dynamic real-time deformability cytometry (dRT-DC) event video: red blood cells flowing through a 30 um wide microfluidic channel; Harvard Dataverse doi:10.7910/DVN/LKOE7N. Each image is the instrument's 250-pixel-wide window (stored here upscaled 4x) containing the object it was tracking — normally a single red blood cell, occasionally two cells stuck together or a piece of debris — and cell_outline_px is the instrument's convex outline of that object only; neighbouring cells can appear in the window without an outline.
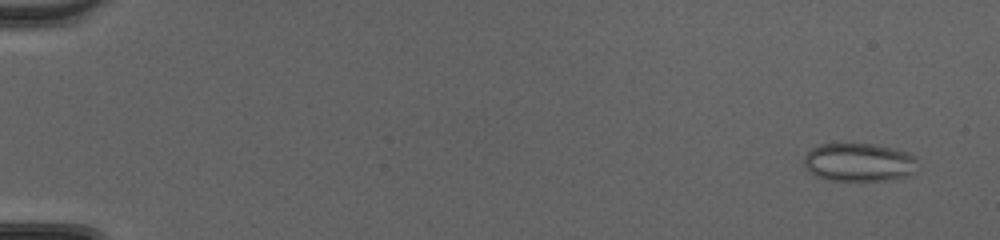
{"species": "common noctule bat (a hibernating species)", "species_latin": "Nyctalus noctula", "temperature_condition": "cold", "stored_images_in_passage": 49, "camera_frame_rate_fps": 3000, "um_per_image_px": 0.085, "animal": {"sex": "female", "body_mass_g": 20.0, "forearm_length_mm": 54.0}, "frame": {"image": 1, "passage_image": 3, "time_ms": 0.667, "image_size_px": [1000, 240], "cell_outline_px": [[916, 160], [912, 172], [908, 176], [884, 180], [828, 180], [816, 176], [808, 172], [804, 168], [804, 156], [812, 148], [820, 144], [872, 144], [892, 148], [916, 156]], "centroid_in_image_um": [72.94, 13.8], "position_along_channel_um": 12.1, "area_um2": 25.14}}
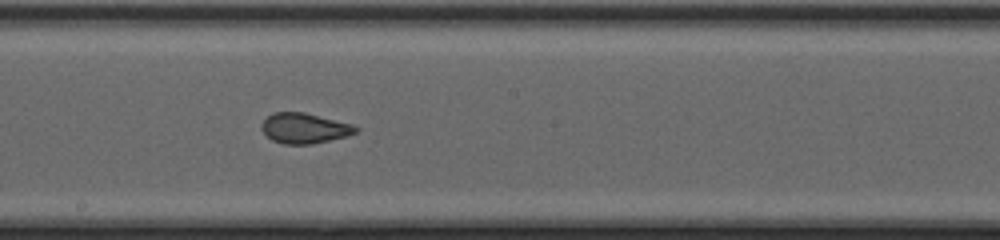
{"frame": {"image": 2, "passage_image": 29, "time_ms": 9.333, "image_size_px": [1000, 240], "cell_outline_px": [[360, 128], [356, 132], [348, 136], [312, 144], [284, 144], [272, 140], [260, 128], [260, 124], [272, 112], [304, 112], [352, 124]], "centroid_in_image_um": [25.87, 10.9], "position_along_channel_um": 222.3, "area_um2": 16.65}}
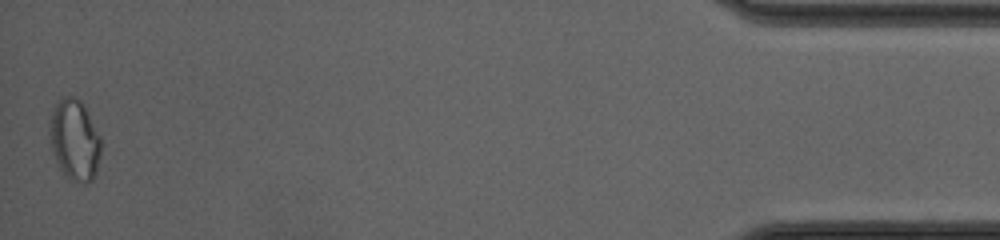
{"frame": {"image": 3, "passage_image": 49, "time_ms": 16.0, "image_size_px": [1000, 240], "cell_outline_px": [[100, 156], [96, 172], [92, 180], [72, 180], [60, 168], [52, 152], [48, 132], [48, 124], [52, 112], [60, 96], [76, 96], [84, 104], [100, 136]], "centroid_in_image_um": [6.32, 11.81], "position_along_channel_um": 428.9, "area_um2": 24.1}, "authors_computed_cell_mechanics": {"area_um2": 18.207, "velocity_mm_per_s": 4.3189, "shape_relaxation_time_tau1_ms": null, "shape_relaxation_time_tau2_ms": 0.8188, "deformation_change_tau1": null, "deformation_change_tau2": 0.0402}}